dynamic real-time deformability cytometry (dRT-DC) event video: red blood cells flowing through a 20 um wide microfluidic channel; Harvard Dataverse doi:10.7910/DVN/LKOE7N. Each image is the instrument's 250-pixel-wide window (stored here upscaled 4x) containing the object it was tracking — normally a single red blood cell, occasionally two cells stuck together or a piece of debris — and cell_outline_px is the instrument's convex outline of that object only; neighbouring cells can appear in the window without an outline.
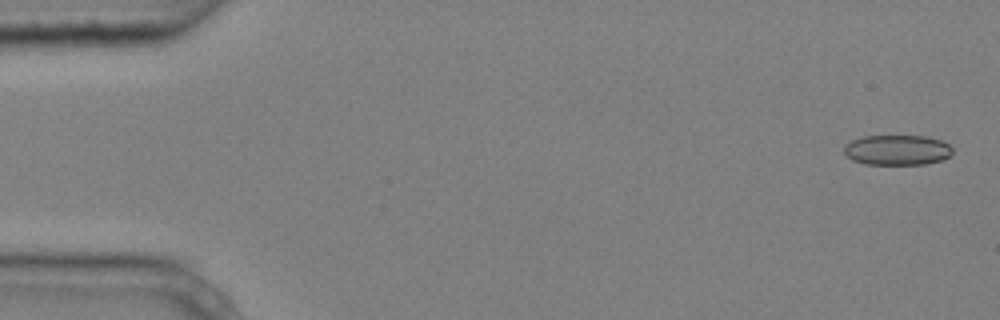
{"species": "common noctule bat (a hibernating species)", "species_latin": "Nyctalus noctula", "temperature_condition": "cold", "stored_images_in_passage": 5, "camera_frame_rate_fps": 3000, "um_per_image_px": 0.085, "animal": {"sex": "male", "body_mass_g": 20.4}, "frame": {"image": 1, "passage_image": 1, "time_ms": 0.0, "image_size_px": [1000, 320], "cell_outline_px": [[952, 152], [944, 160], [924, 164], [864, 164], [852, 160], [844, 152], [844, 144], [852, 140], [864, 136], [928, 136], [940, 140], [948, 144], [952, 148]], "centroid_in_image_um": [76.25, 12.75], "position_along_channel_um": 8.7, "area_um2": 19.13}}
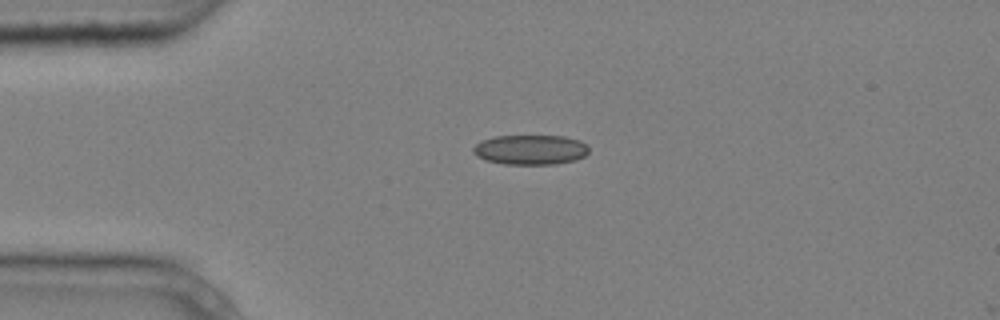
{"frame": {"image": 2, "passage_image": 4, "time_ms": 1.0, "image_size_px": [1000, 320], "cell_outline_px": [[588, 152], [584, 156], [576, 160], [556, 164], [504, 164], [484, 160], [476, 156], [472, 152], [472, 148], [476, 144], [484, 140], [496, 136], [564, 136], [580, 140], [588, 144]], "centroid_in_image_um": [45.1, 12.73], "position_along_channel_um": 39.9, "area_um2": 20.23}}